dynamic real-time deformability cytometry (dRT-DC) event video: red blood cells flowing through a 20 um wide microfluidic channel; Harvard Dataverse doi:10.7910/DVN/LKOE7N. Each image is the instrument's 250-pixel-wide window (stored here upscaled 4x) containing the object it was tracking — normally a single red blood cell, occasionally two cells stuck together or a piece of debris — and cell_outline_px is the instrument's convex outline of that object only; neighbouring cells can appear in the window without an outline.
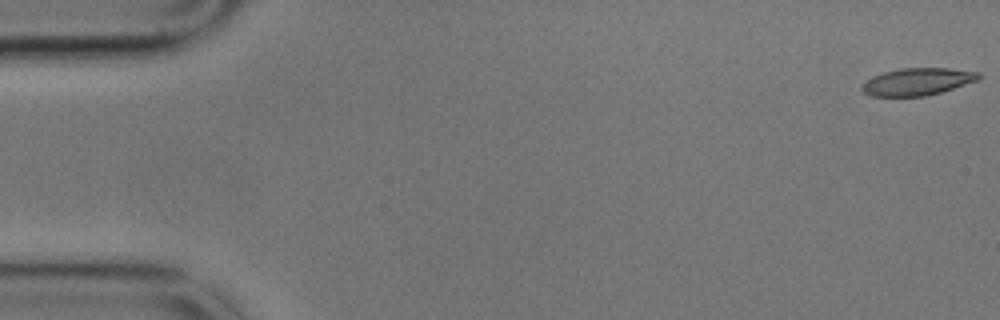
{"species": "common noctule bat (a hibernating species)", "species_latin": "Nyctalus noctula", "temperature_condition": "cold", "stored_images_in_passage": 13, "camera_frame_rate_fps": 3000, "um_per_image_px": 0.085, "animal": {"sex": "male", "body_mass_g": 17.9}, "frame": {"image": 1, "passage_image": 1, "time_ms": 0.0, "image_size_px": [1000, 320], "cell_outline_px": [[980, 76], [976, 80], [940, 92], [924, 96], [872, 96], [864, 92], [860, 88], [860, 84], [872, 76], [884, 72], [900, 68], [948, 68], [980, 72]], "centroid_in_image_um": [77.91, 6.93], "position_along_channel_um": 7.1, "area_um2": 18.38}}